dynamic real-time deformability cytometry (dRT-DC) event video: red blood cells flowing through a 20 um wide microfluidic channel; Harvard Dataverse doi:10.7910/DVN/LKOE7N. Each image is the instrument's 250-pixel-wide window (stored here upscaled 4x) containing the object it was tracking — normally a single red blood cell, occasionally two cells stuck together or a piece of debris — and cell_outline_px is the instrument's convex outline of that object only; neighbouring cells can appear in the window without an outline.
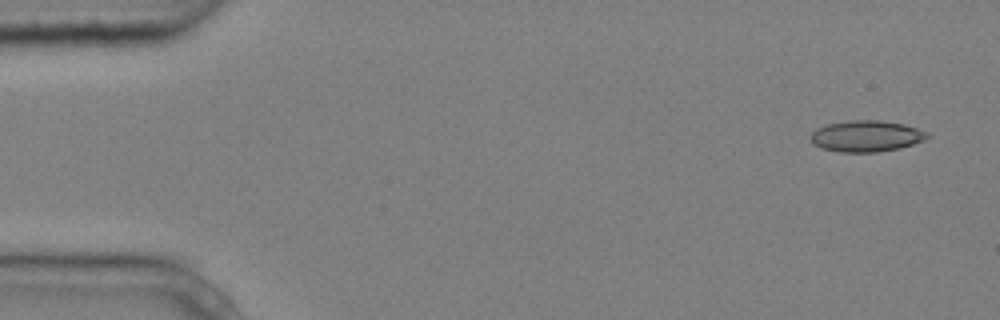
{"species": "common noctule bat (a hibernating species)", "species_latin": "Nyctalus noctula", "temperature_condition": "cold", "stored_images_in_passage": 6, "camera_frame_rate_fps": 3000, "um_per_image_px": 0.085, "animal": {"sex": "male", "body_mass_g": 20.4}, "frame": {"image": 1, "passage_image": 1, "time_ms": 0.0, "image_size_px": [1000, 320], "cell_outline_px": [[932, 136], [924, 140], [900, 148], [876, 152], [836, 152], [812, 144], [808, 136], [816, 128], [828, 124], [848, 120], [880, 120], [904, 124], [928, 132]], "centroid_in_image_um": [73.62, 11.57], "position_along_channel_um": 11.4, "area_um2": 21.44}}
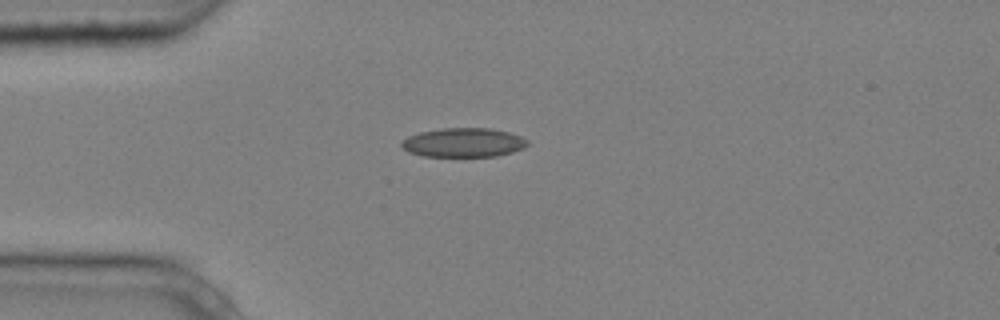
{"frame": {"image": 2, "passage_image": 4, "time_ms": 1.0, "image_size_px": [1000, 320], "cell_outline_px": [[528, 144], [524, 148], [512, 152], [496, 156], [424, 156], [408, 152], [400, 144], [408, 136], [420, 132], [440, 128], [492, 128], [508, 132], [520, 136], [528, 140]], "centroid_in_image_um": [39.41, 12.11], "position_along_channel_um": 45.6, "area_um2": 21.33}}
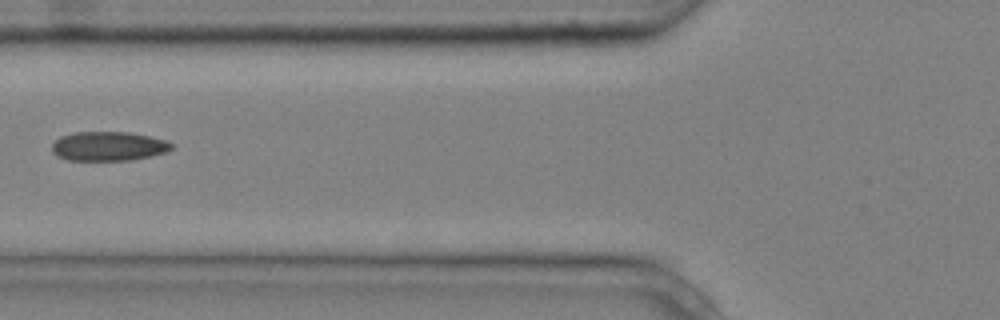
{"frame": {"image": 3, "passage_image": 6, "time_ms": 1.667, "image_size_px": [1000, 320], "cell_outline_px": [[176, 144], [168, 152], [132, 160], [68, 160], [56, 156], [52, 152], [52, 144], [60, 136], [76, 132], [128, 132], [148, 136], [164, 140]], "centroid_in_image_um": [9.22, 12.43], "position_along_channel_um": 116.6, "area_um2": 20.46}}